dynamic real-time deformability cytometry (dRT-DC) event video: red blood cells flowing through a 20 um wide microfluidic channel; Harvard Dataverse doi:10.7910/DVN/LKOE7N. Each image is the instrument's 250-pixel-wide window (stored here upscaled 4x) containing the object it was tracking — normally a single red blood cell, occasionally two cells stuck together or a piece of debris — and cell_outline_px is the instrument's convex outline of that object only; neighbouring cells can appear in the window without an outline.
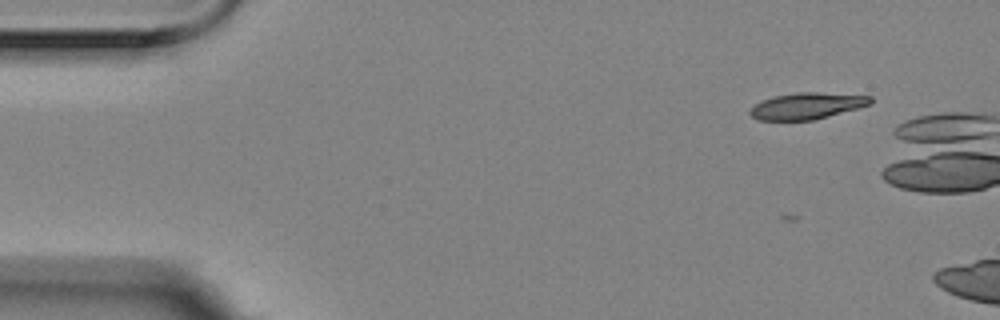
{"species": "Egyptian fruit bat (a non-hibernating species)", "species_latin": "Rousettus aegyptiacus", "temperature_condition": "room temperature", "stored_images_in_passage": 4, "segment_of_instrument_passage": [2, 2], "camera_frame_rate_fps": 3000, "um_per_image_px": 0.085, "animal": {"sex": "female"}, "frame": {"image": 1, "passage_image": 4, "time_ms": 1.0, "image_size_px": [1000, 320], "cell_outline_px": [[872, 104], [828, 116], [812, 120], [756, 120], [748, 112], [760, 100], [772, 96], [796, 92], [816, 92], [872, 96]], "centroid_in_image_um": [68.56, 8.99], "position_along_channel_um": 16.4, "area_um2": 18.55}}